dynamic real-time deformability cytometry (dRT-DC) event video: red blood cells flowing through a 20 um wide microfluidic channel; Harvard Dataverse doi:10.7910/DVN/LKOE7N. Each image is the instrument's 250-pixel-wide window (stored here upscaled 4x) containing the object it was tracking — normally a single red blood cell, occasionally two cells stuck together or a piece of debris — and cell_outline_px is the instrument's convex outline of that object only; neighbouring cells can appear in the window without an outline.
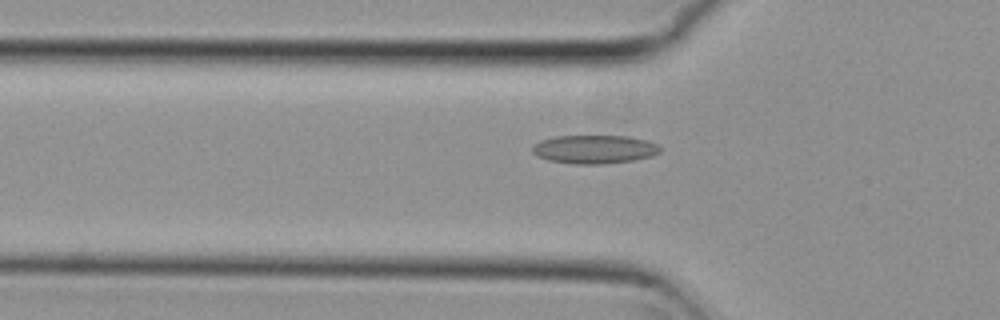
{"species": "common noctule bat (a hibernating species)", "species_latin": "Nyctalus noctula", "temperature_condition": "cold", "stored_images_in_passage": 43, "camera_frame_rate_fps": 3000, "um_per_image_px": 0.085, "animal": {"sex": "female", "body_mass_g": 29.2, "forearm_length_mm": 56.3}, "frame": {"image": 1, "passage_image": 8, "time_ms": 2.333, "image_size_px": [1000, 320], "cell_outline_px": [[660, 152], [652, 156], [632, 160], [600, 164], [576, 164], [548, 160], [536, 156], [532, 152], [532, 144], [540, 140], [556, 136], [628, 136], [648, 140], [656, 144], [660, 148]], "centroid_in_image_um": [50.49, 12.68], "position_along_channel_um": 75.3, "area_um2": 21.27}}
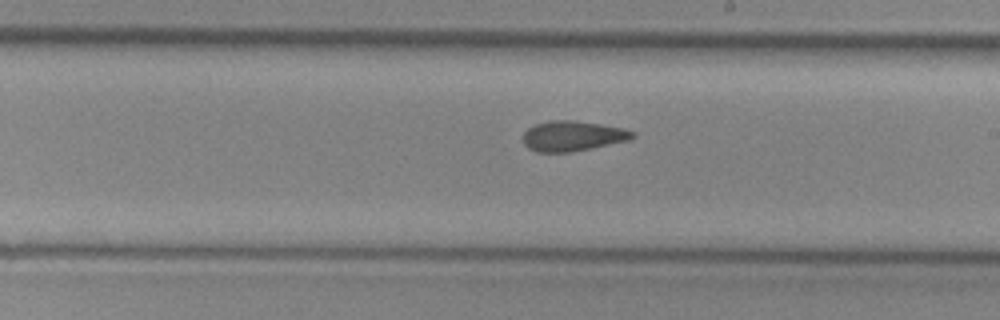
{"frame": {"image": 2, "passage_image": 21, "time_ms": 6.667, "image_size_px": [1000, 320], "cell_outline_px": [[636, 136], [632, 140], [592, 148], [568, 152], [536, 152], [528, 148], [524, 144], [524, 132], [528, 128], [536, 124], [548, 120], [576, 120], [624, 128], [636, 132]], "centroid_in_image_um": [48.72, 11.55], "position_along_channel_um": 240.3, "area_um2": 19.48}}
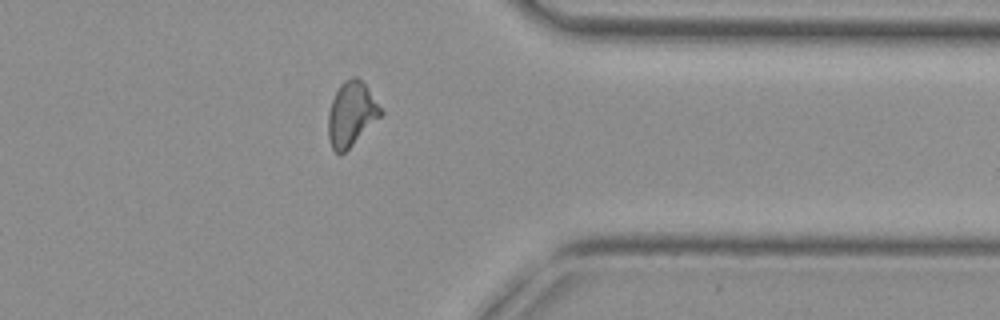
{"frame": {"image": 3, "passage_image": 33, "time_ms": 10.667, "image_size_px": [1000, 320], "cell_outline_px": [[384, 112], [340, 156], [332, 148], [328, 136], [328, 112], [332, 100], [340, 84], [344, 80], [352, 76], [356, 76], [364, 84]], "centroid_in_image_um": [29.83, 9.68], "position_along_channel_um": 381.6, "area_um2": 19.25}, "authors_computed_cell_mechanics": {"area_um2": 19.4786, "velocity_mm_per_s": 3.801, "shape_relaxation_time_tau1_ms": null, "shape_relaxation_time_tau2_ms": 4.5971, "deformation_change_tau1": null, "deformation_change_tau2": 0.1194}}